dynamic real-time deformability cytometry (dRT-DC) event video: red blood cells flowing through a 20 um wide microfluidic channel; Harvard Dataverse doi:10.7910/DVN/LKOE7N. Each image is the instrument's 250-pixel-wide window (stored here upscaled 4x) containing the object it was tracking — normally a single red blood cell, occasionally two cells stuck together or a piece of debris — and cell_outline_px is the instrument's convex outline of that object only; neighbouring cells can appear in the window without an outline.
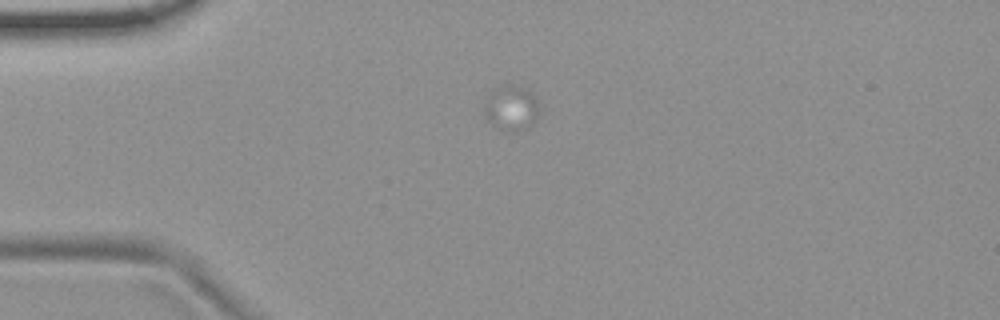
{"species": "common noctule bat (a hibernating species)", "species_latin": "Nyctalus noctula", "temperature_condition": "room temperature", "stored_images_in_passage": 4, "camera_frame_rate_fps": 3000, "um_per_image_px": 0.085, "animal": {"sex": "female", "body_mass_g": 19.9}, "frame": {"image": 1, "passage_image": 1, "time_ms": 0.0, "image_size_px": [1000, 320], "cell_outline_px": [[540, 104], [536, 120], [528, 128], [516, 132], [508, 132], [500, 128], [488, 120], [484, 116], [484, 96], [488, 92], [496, 88], [524, 88], [536, 96]], "centroid_in_image_um": [43.45, 9.22], "position_along_channel_um": 41.5, "area_um2": 14.39}}
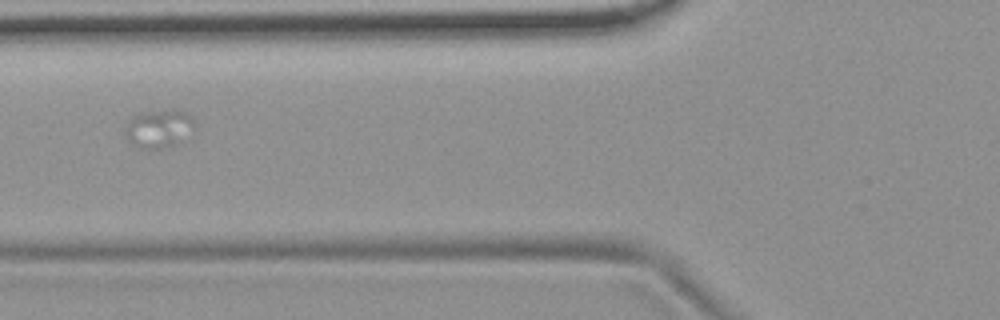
{"frame": {"image": 2, "passage_image": 3, "time_ms": 3.0, "image_size_px": [1000, 320], "cell_outline_px": [[192, 124], [172, 144], [160, 148], [140, 148], [128, 140], [124, 132], [128, 120], [132, 116], [140, 112], [172, 108], [188, 112], [192, 120]], "centroid_in_image_um": [13.36, 10.85], "position_along_channel_um": 112.4, "area_um2": 14.68}}
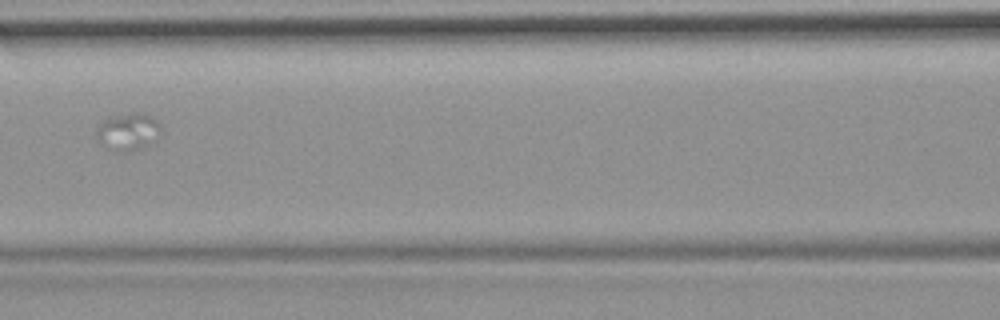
{"frame": {"image": 3, "passage_image": 4, "time_ms": 4.333, "image_size_px": [1000, 320], "cell_outline_px": [[160, 128], [148, 144], [140, 148], [120, 152], [100, 140], [96, 136], [96, 128], [104, 120], [128, 112], [140, 112], [156, 120], [160, 124]], "centroid_in_image_um": [10.86, 11.14], "position_along_channel_um": 155.7, "area_um2": 13.06}}